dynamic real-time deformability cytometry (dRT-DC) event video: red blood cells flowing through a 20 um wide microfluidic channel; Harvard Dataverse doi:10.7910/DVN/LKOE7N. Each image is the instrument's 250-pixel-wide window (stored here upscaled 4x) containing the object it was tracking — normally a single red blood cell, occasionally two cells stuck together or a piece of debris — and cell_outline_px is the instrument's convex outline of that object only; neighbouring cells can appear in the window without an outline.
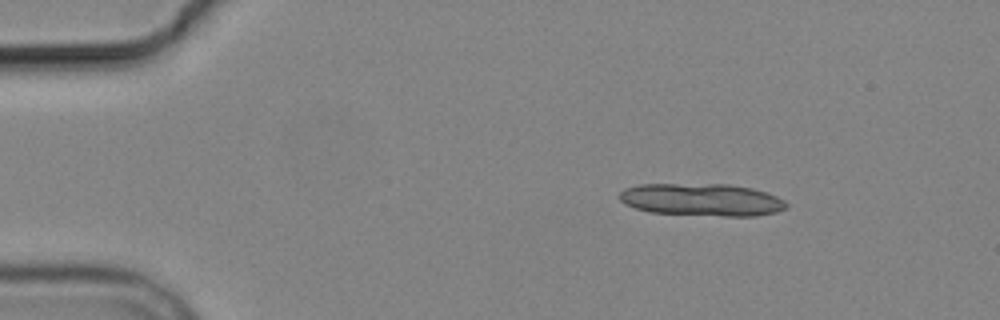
{"species": "common noctule bat (a hibernating species)", "species_latin": "Nyctalus noctula", "temperature_condition": "cold", "stored_images_in_passage": 4, "camera_frame_rate_fps": 3000, "um_per_image_px": 0.085, "animal": {"sex": "male", "body_mass_g": 19.2, "forearm_length_mm": 51.8}, "frame": {"image": 1, "passage_image": 2, "time_ms": 1.0, "image_size_px": [1000, 320], "cell_outline_px": [[788, 208], [776, 212], [756, 216], [724, 216], [648, 212], [624, 204], [620, 200], [620, 192], [624, 188], [640, 184], [728, 184], [752, 188], [776, 196], [784, 200], [788, 204]], "centroid_in_image_um": [59.66, 16.98], "position_along_channel_um": 25.3, "area_um2": 31.67}}